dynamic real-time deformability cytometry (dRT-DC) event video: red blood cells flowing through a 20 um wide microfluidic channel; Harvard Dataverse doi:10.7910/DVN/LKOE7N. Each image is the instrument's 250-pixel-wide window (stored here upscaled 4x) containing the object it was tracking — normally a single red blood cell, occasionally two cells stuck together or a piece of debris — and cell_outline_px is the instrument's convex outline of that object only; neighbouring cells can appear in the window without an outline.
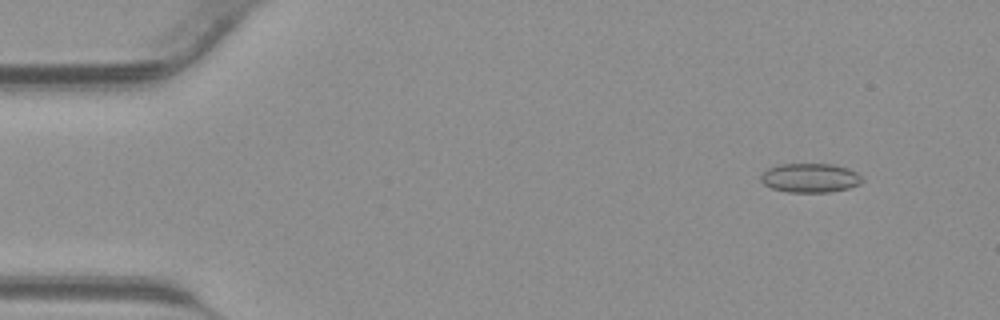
{"species": "common noctule bat (a hibernating species)", "species_latin": "Nyctalus noctula", "temperature_condition": "warm", "stored_images_in_passage": 42, "camera_frame_rate_fps": 3000, "um_per_image_px": 0.085, "animal": {"sex": "male", "body_mass_g": 23.1, "forearm_length_mm": 52.7}, "frame": {"image": 1, "passage_image": 4, "time_ms": 1.0, "image_size_px": [1000, 320], "cell_outline_px": [[864, 180], [860, 184], [848, 188], [828, 192], [788, 192], [772, 188], [764, 184], [760, 180], [760, 176], [768, 168], [780, 164], [832, 164], [848, 168], [856, 172]], "centroid_in_image_um": [68.86, 15.12], "position_along_channel_um": 16.1, "area_um2": 17.17}}
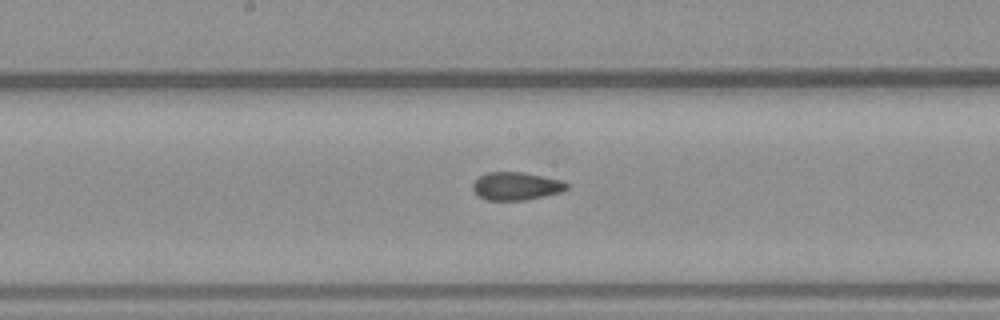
{"frame": {"image": 2, "passage_image": 22, "time_ms": 7.0, "image_size_px": [1000, 320], "cell_outline_px": [[568, 188], [560, 192], [544, 196], [524, 200], [488, 200], [480, 196], [472, 188], [472, 184], [480, 176], [488, 172], [524, 172], [560, 180], [568, 184]], "centroid_in_image_um": [43.87, 15.81], "position_along_channel_um": 204.3, "area_um2": 15.09}}
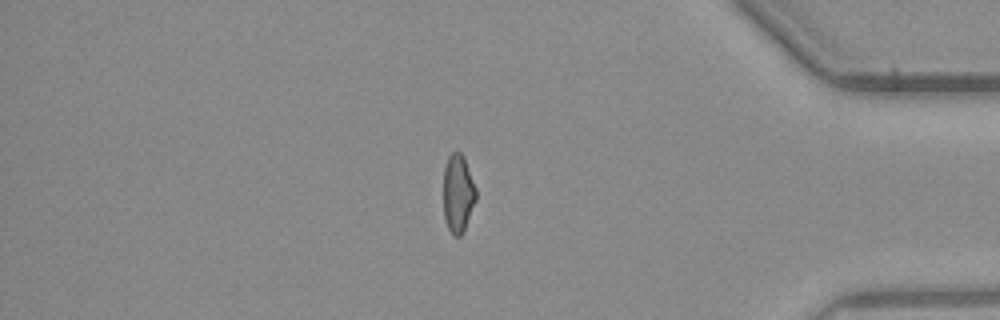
{"frame": {"image": 3, "passage_image": 36, "time_ms": 11.667, "image_size_px": [1000, 320], "cell_outline_px": [[476, 200], [464, 228], [460, 236], [452, 236], [448, 228], [444, 216], [444, 168], [448, 156], [452, 152], [460, 152], [464, 156], [476, 188]], "centroid_in_image_um": [38.93, 16.42], "position_along_channel_um": 396.3, "area_um2": 14.74}}